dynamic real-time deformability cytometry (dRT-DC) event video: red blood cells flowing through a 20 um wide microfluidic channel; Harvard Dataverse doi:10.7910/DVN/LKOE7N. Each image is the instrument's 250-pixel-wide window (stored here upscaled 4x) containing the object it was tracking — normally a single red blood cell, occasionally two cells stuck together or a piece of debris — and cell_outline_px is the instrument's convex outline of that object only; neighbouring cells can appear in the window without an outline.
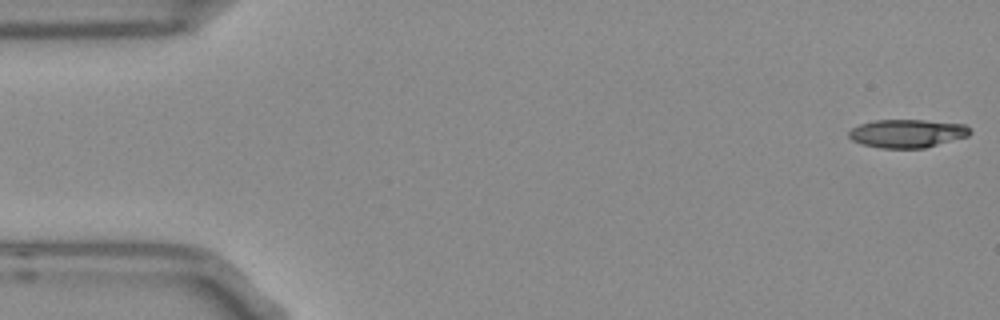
{"species": "Egyptian fruit bat (a non-hibernating species)", "species_latin": "Rousettus aegyptiacus", "temperature_condition": "room temperature", "stored_images_in_passage": 53, "camera_frame_rate_fps": 3000, "um_per_image_px": 0.085, "frame": {"image": 1, "passage_image": 1, "time_ms": 0.0, "image_size_px": [1000, 320], "cell_outline_px": [[972, 132], [968, 136], [924, 148], [880, 148], [864, 144], [852, 140], [848, 136], [848, 132], [852, 128], [860, 124], [872, 120], [924, 120], [964, 124]], "centroid_in_image_um": [77.1, 11.34], "position_along_channel_um": 7.9, "area_um2": 19.88}}
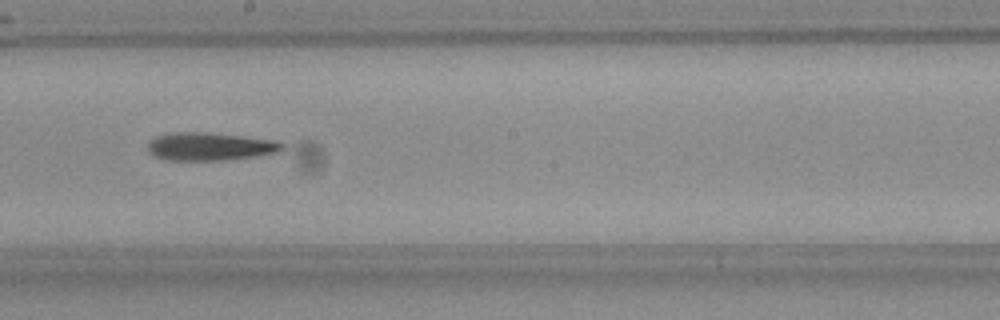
{"frame": {"image": 2, "passage_image": 29, "time_ms": 9.333, "image_size_px": [1000, 320], "cell_outline_px": [[284, 148], [280, 152], [224, 160], [164, 160], [148, 152], [148, 144], [156, 136], [172, 132], [208, 132], [276, 140], [284, 144]], "centroid_in_image_um": [17.85, 12.44], "position_along_channel_um": 230.4, "area_um2": 21.91}}
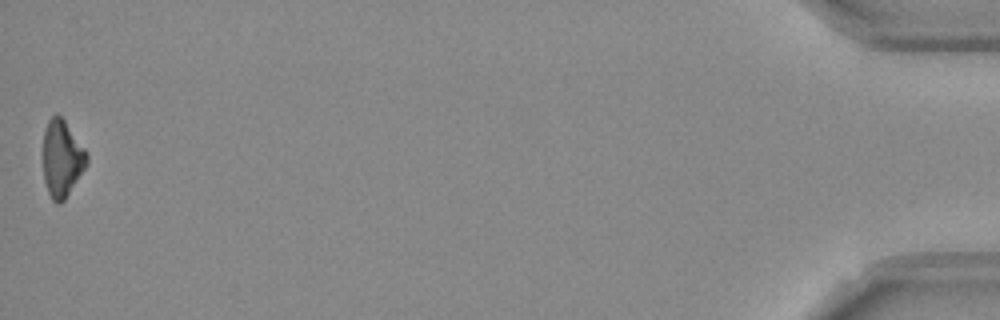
{"frame": {"image": 3, "passage_image": 53, "time_ms": 17.333, "image_size_px": [1000, 320], "cell_outline_px": [[88, 164], [64, 200], [60, 204], [56, 204], [52, 200], [48, 192], [44, 180], [44, 132], [48, 120], [56, 112], [64, 120], [84, 148], [88, 156]], "centroid_in_image_um": [5.27, 13.49], "position_along_channel_um": 429.9, "area_um2": 19.36}}